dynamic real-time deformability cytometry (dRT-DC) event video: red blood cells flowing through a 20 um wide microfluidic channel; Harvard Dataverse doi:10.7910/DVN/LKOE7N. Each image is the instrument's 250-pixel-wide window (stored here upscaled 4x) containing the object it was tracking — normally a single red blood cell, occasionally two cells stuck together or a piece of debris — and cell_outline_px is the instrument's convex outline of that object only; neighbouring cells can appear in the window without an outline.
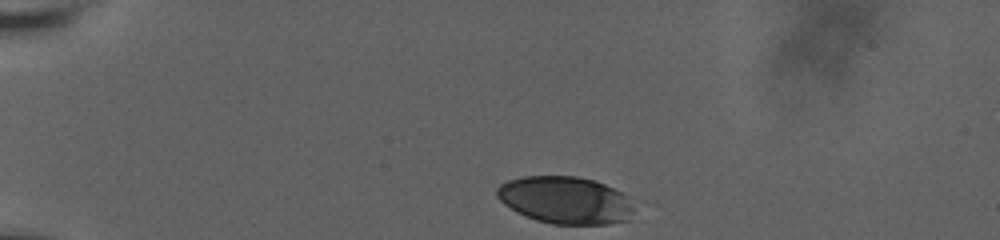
{"species": "human", "species_latin": "Homo sapiens", "temperature_condition": "room temperature", "stored_images_in_passage": 38, "camera_frame_rate_fps": 3000, "um_per_image_px": 0.085, "donor": {"sex": "male"}, "frame": {"image": 1, "passage_image": 1, "time_ms": 0.0, "image_size_px": [1000, 240], "cell_outline_px": [[632, 220], [608, 224], [552, 224], [536, 220], [516, 212], [504, 204], [496, 196], [496, 188], [500, 184], [508, 180], [524, 176], [576, 176], [596, 180], [628, 196], [632, 208]], "centroid_in_image_um": [48.04, 17.01], "position_along_channel_um": 37.0, "area_um2": 37.97}}
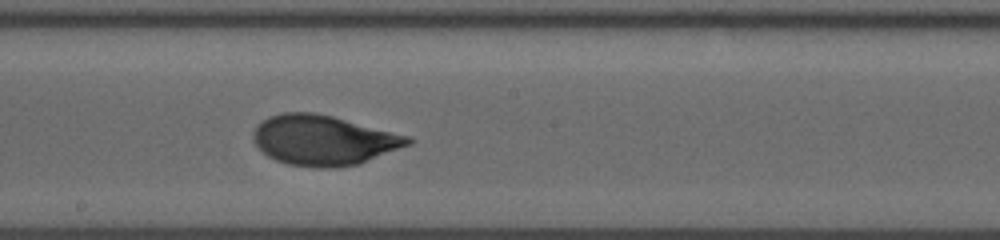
{"frame": {"image": 2, "passage_image": 22, "time_ms": 7.0, "image_size_px": [1000, 240], "cell_outline_px": [[416, 140], [412, 144], [360, 164], [336, 168], [316, 168], [288, 164], [276, 160], [268, 156], [252, 140], [252, 132], [256, 124], [268, 116], [284, 112], [312, 112], [332, 116], [412, 136]], "centroid_in_image_um": [27.53, 11.92], "position_along_channel_um": 220.7, "area_um2": 45.66}}
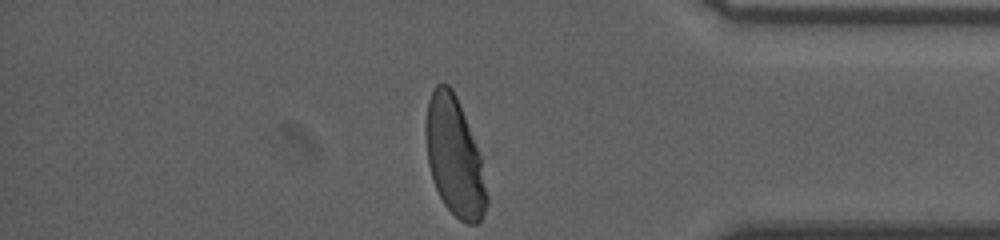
{"frame": {"image": 3, "passage_image": 38, "time_ms": 12.333, "image_size_px": [1000, 240], "cell_outline_px": [[488, 204], [480, 220], [476, 224], [468, 224], [460, 220], [444, 204], [432, 180], [428, 164], [424, 132], [424, 124], [428, 100], [436, 84], [448, 84], [452, 88], [456, 96], [480, 156], [488, 196]], "centroid_in_image_um": [38.6, 13.34], "position_along_channel_um": 396.6, "area_um2": 41.85}, "authors_computed_cell_mechanics": {"area_um2": 44.4771, "velocity_mm_per_s": 3.6273, "shape_relaxation_time_tau1_ms": 3.402, "shape_relaxation_time_tau2_ms": null, "deformation_change_tau1": 0.1603, "deformation_change_tau2": null}}